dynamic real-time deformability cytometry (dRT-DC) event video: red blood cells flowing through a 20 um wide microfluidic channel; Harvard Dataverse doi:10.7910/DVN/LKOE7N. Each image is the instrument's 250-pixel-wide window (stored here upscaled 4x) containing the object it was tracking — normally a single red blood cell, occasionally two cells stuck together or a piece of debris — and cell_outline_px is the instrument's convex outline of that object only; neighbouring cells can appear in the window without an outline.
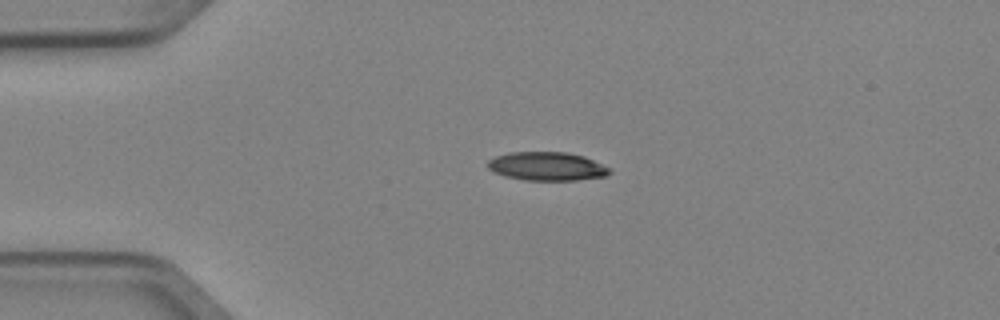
{"species": "Egyptian fruit bat (a non-hibernating species)", "species_latin": "Rousettus aegyptiacus", "temperature_condition": "cold", "stored_images_in_passage": 3, "camera_frame_rate_fps": 3000, "um_per_image_px": 0.085, "animal": {"sex": "female"}, "frame": {"image": 1, "passage_image": 1, "time_ms": 0.0, "image_size_px": [1000, 320], "cell_outline_px": [[612, 172], [608, 176], [576, 180], [524, 180], [504, 176], [488, 168], [488, 160], [496, 156], [508, 152], [564, 152], [584, 156], [612, 168]], "centroid_in_image_um": [46.54, 14.14], "position_along_channel_um": 38.5, "area_um2": 20.4}}
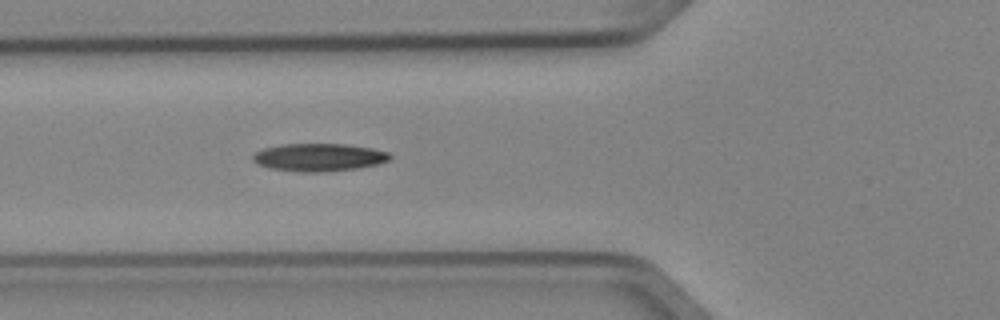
{"frame": {"image": 2, "passage_image": 3, "time_ms": 0.667, "image_size_px": [1000, 320], "cell_outline_px": [[392, 156], [388, 160], [376, 164], [356, 168], [320, 172], [300, 172], [268, 168], [256, 164], [252, 160], [252, 156], [256, 152], [264, 148], [280, 144], [348, 144], [372, 148], [388, 152]], "centroid_in_image_um": [27.06, 13.37], "position_along_channel_um": 98.7, "area_um2": 22.2}}